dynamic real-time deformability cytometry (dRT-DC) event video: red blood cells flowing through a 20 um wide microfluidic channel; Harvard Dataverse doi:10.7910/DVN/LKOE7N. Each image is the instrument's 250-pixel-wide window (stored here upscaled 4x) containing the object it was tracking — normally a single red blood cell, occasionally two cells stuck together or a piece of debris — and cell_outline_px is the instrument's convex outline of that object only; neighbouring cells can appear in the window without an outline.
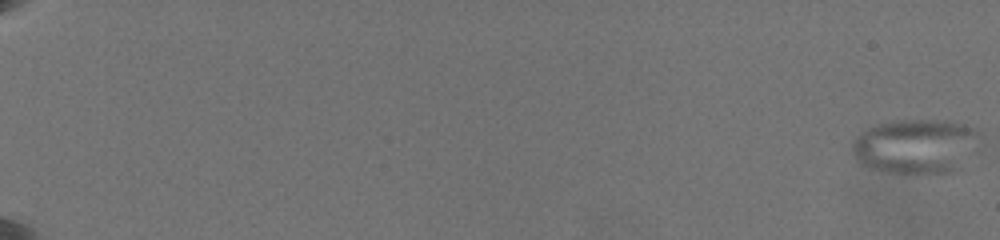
{"species": "common noctule bat (a hibernating species)", "species_latin": "Nyctalus noctula", "temperature_condition": "warm", "stored_images_in_passage": 63, "segment_of_instrument_passage": [1, 2], "camera_frame_rate_fps": 3000, "um_per_image_px": 0.085, "animal": {"sex": "female", "body_mass_g": 19.5, "forearm_length_mm": 54.1}, "frame": {"image": 1, "passage_image": 1, "time_ms": 0.0, "image_size_px": [1000, 240], "cell_outline_px": [[980, 132], [956, 168], [948, 172], [888, 172], [868, 168], [860, 164], [856, 160], [852, 152], [852, 144], [856, 136], [860, 132], [876, 124], [892, 120], [944, 120], [964, 124]], "centroid_in_image_um": [77.66, 12.39], "position_along_channel_um": 7.3, "area_um2": 39.42}}